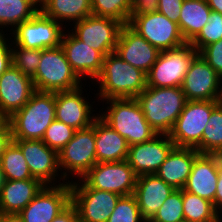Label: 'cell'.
Returning <instances> with one entry per match:
<instances>
[{
  "mask_svg": "<svg viewBox=\"0 0 222 222\" xmlns=\"http://www.w3.org/2000/svg\"><path fill=\"white\" fill-rule=\"evenodd\" d=\"M222 39V14L211 11L208 23L200 33L190 42L191 46L200 52L205 46Z\"/></svg>",
  "mask_w": 222,
  "mask_h": 222,
  "instance_id": "d590c367",
  "label": "cell"
},
{
  "mask_svg": "<svg viewBox=\"0 0 222 222\" xmlns=\"http://www.w3.org/2000/svg\"><path fill=\"white\" fill-rule=\"evenodd\" d=\"M0 222H24L19 213L0 214Z\"/></svg>",
  "mask_w": 222,
  "mask_h": 222,
  "instance_id": "bcb514c9",
  "label": "cell"
},
{
  "mask_svg": "<svg viewBox=\"0 0 222 222\" xmlns=\"http://www.w3.org/2000/svg\"><path fill=\"white\" fill-rule=\"evenodd\" d=\"M70 188L71 203L77 209L80 222H107L121 197L114 192L90 188L82 179L71 182Z\"/></svg>",
  "mask_w": 222,
  "mask_h": 222,
  "instance_id": "8fae6325",
  "label": "cell"
},
{
  "mask_svg": "<svg viewBox=\"0 0 222 222\" xmlns=\"http://www.w3.org/2000/svg\"><path fill=\"white\" fill-rule=\"evenodd\" d=\"M52 222H80L76 207L71 203Z\"/></svg>",
  "mask_w": 222,
  "mask_h": 222,
  "instance_id": "7bdbcfd3",
  "label": "cell"
},
{
  "mask_svg": "<svg viewBox=\"0 0 222 222\" xmlns=\"http://www.w3.org/2000/svg\"><path fill=\"white\" fill-rule=\"evenodd\" d=\"M157 134H169L187 102L181 87H146L136 98Z\"/></svg>",
  "mask_w": 222,
  "mask_h": 222,
  "instance_id": "7a4b0ae2",
  "label": "cell"
},
{
  "mask_svg": "<svg viewBox=\"0 0 222 222\" xmlns=\"http://www.w3.org/2000/svg\"><path fill=\"white\" fill-rule=\"evenodd\" d=\"M75 131L73 127L55 119L46 129L42 141L59 152L73 138Z\"/></svg>",
  "mask_w": 222,
  "mask_h": 222,
  "instance_id": "74e56055",
  "label": "cell"
},
{
  "mask_svg": "<svg viewBox=\"0 0 222 222\" xmlns=\"http://www.w3.org/2000/svg\"><path fill=\"white\" fill-rule=\"evenodd\" d=\"M35 92L32 78L13 64L0 76V113L7 120L23 108Z\"/></svg>",
  "mask_w": 222,
  "mask_h": 222,
  "instance_id": "d6986e66",
  "label": "cell"
},
{
  "mask_svg": "<svg viewBox=\"0 0 222 222\" xmlns=\"http://www.w3.org/2000/svg\"><path fill=\"white\" fill-rule=\"evenodd\" d=\"M61 47L72 70L82 81L87 77L93 81L100 75L104 56L99 51L84 44L68 30L62 36Z\"/></svg>",
  "mask_w": 222,
  "mask_h": 222,
  "instance_id": "ffe728a7",
  "label": "cell"
},
{
  "mask_svg": "<svg viewBox=\"0 0 222 222\" xmlns=\"http://www.w3.org/2000/svg\"><path fill=\"white\" fill-rule=\"evenodd\" d=\"M11 65H12V41L10 35L7 36L5 33L3 34L1 33L0 34V76Z\"/></svg>",
  "mask_w": 222,
  "mask_h": 222,
  "instance_id": "60d3db41",
  "label": "cell"
},
{
  "mask_svg": "<svg viewBox=\"0 0 222 222\" xmlns=\"http://www.w3.org/2000/svg\"><path fill=\"white\" fill-rule=\"evenodd\" d=\"M107 222H147L134 195L121 196Z\"/></svg>",
  "mask_w": 222,
  "mask_h": 222,
  "instance_id": "8d00e7d4",
  "label": "cell"
},
{
  "mask_svg": "<svg viewBox=\"0 0 222 222\" xmlns=\"http://www.w3.org/2000/svg\"><path fill=\"white\" fill-rule=\"evenodd\" d=\"M199 54L222 78V39L205 46Z\"/></svg>",
  "mask_w": 222,
  "mask_h": 222,
  "instance_id": "f35d334b",
  "label": "cell"
},
{
  "mask_svg": "<svg viewBox=\"0 0 222 222\" xmlns=\"http://www.w3.org/2000/svg\"><path fill=\"white\" fill-rule=\"evenodd\" d=\"M94 81L96 86L99 84L94 94L97 102L99 98L101 101L136 98L147 87V74L113 52L104 57L102 71Z\"/></svg>",
  "mask_w": 222,
  "mask_h": 222,
  "instance_id": "6da1fadb",
  "label": "cell"
},
{
  "mask_svg": "<svg viewBox=\"0 0 222 222\" xmlns=\"http://www.w3.org/2000/svg\"><path fill=\"white\" fill-rule=\"evenodd\" d=\"M174 190L173 186L156 174L138 176L133 195L136 197L141 216L148 222Z\"/></svg>",
  "mask_w": 222,
  "mask_h": 222,
  "instance_id": "603a6c76",
  "label": "cell"
},
{
  "mask_svg": "<svg viewBox=\"0 0 222 222\" xmlns=\"http://www.w3.org/2000/svg\"><path fill=\"white\" fill-rule=\"evenodd\" d=\"M183 213L184 219L193 222H222L211 201L184 190Z\"/></svg>",
  "mask_w": 222,
  "mask_h": 222,
  "instance_id": "4dcf8cb0",
  "label": "cell"
},
{
  "mask_svg": "<svg viewBox=\"0 0 222 222\" xmlns=\"http://www.w3.org/2000/svg\"><path fill=\"white\" fill-rule=\"evenodd\" d=\"M211 11L207 0H183L178 25L187 43H190L208 23Z\"/></svg>",
  "mask_w": 222,
  "mask_h": 222,
  "instance_id": "83f0119b",
  "label": "cell"
},
{
  "mask_svg": "<svg viewBox=\"0 0 222 222\" xmlns=\"http://www.w3.org/2000/svg\"><path fill=\"white\" fill-rule=\"evenodd\" d=\"M39 10V0H0V34L5 33L4 28L7 31L11 27L8 32H12Z\"/></svg>",
  "mask_w": 222,
  "mask_h": 222,
  "instance_id": "f1b7e54d",
  "label": "cell"
},
{
  "mask_svg": "<svg viewBox=\"0 0 222 222\" xmlns=\"http://www.w3.org/2000/svg\"><path fill=\"white\" fill-rule=\"evenodd\" d=\"M40 11L59 23L80 21L92 14L91 0H39Z\"/></svg>",
  "mask_w": 222,
  "mask_h": 222,
  "instance_id": "4316f807",
  "label": "cell"
},
{
  "mask_svg": "<svg viewBox=\"0 0 222 222\" xmlns=\"http://www.w3.org/2000/svg\"><path fill=\"white\" fill-rule=\"evenodd\" d=\"M207 3L212 11L222 14V0H207Z\"/></svg>",
  "mask_w": 222,
  "mask_h": 222,
  "instance_id": "7dc6e473",
  "label": "cell"
},
{
  "mask_svg": "<svg viewBox=\"0 0 222 222\" xmlns=\"http://www.w3.org/2000/svg\"><path fill=\"white\" fill-rule=\"evenodd\" d=\"M79 40L99 51L104 57L115 52L123 23L109 17L88 16L69 24Z\"/></svg>",
  "mask_w": 222,
  "mask_h": 222,
  "instance_id": "4fadbf2b",
  "label": "cell"
},
{
  "mask_svg": "<svg viewBox=\"0 0 222 222\" xmlns=\"http://www.w3.org/2000/svg\"><path fill=\"white\" fill-rule=\"evenodd\" d=\"M220 155L199 154L193 162L191 173L183 188L214 204L219 176Z\"/></svg>",
  "mask_w": 222,
  "mask_h": 222,
  "instance_id": "7402d4cb",
  "label": "cell"
},
{
  "mask_svg": "<svg viewBox=\"0 0 222 222\" xmlns=\"http://www.w3.org/2000/svg\"><path fill=\"white\" fill-rule=\"evenodd\" d=\"M92 14L109 17L128 24L133 13L130 0H91Z\"/></svg>",
  "mask_w": 222,
  "mask_h": 222,
  "instance_id": "d6a6232c",
  "label": "cell"
},
{
  "mask_svg": "<svg viewBox=\"0 0 222 222\" xmlns=\"http://www.w3.org/2000/svg\"><path fill=\"white\" fill-rule=\"evenodd\" d=\"M219 103L222 104V78H221V91H220Z\"/></svg>",
  "mask_w": 222,
  "mask_h": 222,
  "instance_id": "681fc988",
  "label": "cell"
},
{
  "mask_svg": "<svg viewBox=\"0 0 222 222\" xmlns=\"http://www.w3.org/2000/svg\"><path fill=\"white\" fill-rule=\"evenodd\" d=\"M96 163L94 119L90 127L76 130L73 138L58 152V165L63 178L71 183L72 177L81 179Z\"/></svg>",
  "mask_w": 222,
  "mask_h": 222,
  "instance_id": "52a82bcc",
  "label": "cell"
},
{
  "mask_svg": "<svg viewBox=\"0 0 222 222\" xmlns=\"http://www.w3.org/2000/svg\"><path fill=\"white\" fill-rule=\"evenodd\" d=\"M13 141L20 147L34 178L39 179L44 185L66 183L61 172H59L58 152L56 150L49 148L42 140L13 139Z\"/></svg>",
  "mask_w": 222,
  "mask_h": 222,
  "instance_id": "5bb4252c",
  "label": "cell"
},
{
  "mask_svg": "<svg viewBox=\"0 0 222 222\" xmlns=\"http://www.w3.org/2000/svg\"><path fill=\"white\" fill-rule=\"evenodd\" d=\"M106 110L98 115L116 132L124 137L129 146L143 143L157 133L146 121L143 111L135 98L103 100Z\"/></svg>",
  "mask_w": 222,
  "mask_h": 222,
  "instance_id": "277c9868",
  "label": "cell"
},
{
  "mask_svg": "<svg viewBox=\"0 0 222 222\" xmlns=\"http://www.w3.org/2000/svg\"><path fill=\"white\" fill-rule=\"evenodd\" d=\"M71 204L70 183L45 185L19 215L24 222H52Z\"/></svg>",
  "mask_w": 222,
  "mask_h": 222,
  "instance_id": "9a60e30c",
  "label": "cell"
},
{
  "mask_svg": "<svg viewBox=\"0 0 222 222\" xmlns=\"http://www.w3.org/2000/svg\"><path fill=\"white\" fill-rule=\"evenodd\" d=\"M183 0H158L154 9L178 24Z\"/></svg>",
  "mask_w": 222,
  "mask_h": 222,
  "instance_id": "ab89813d",
  "label": "cell"
},
{
  "mask_svg": "<svg viewBox=\"0 0 222 222\" xmlns=\"http://www.w3.org/2000/svg\"><path fill=\"white\" fill-rule=\"evenodd\" d=\"M4 180H27L34 178L20 147L12 140L0 159Z\"/></svg>",
  "mask_w": 222,
  "mask_h": 222,
  "instance_id": "f546056e",
  "label": "cell"
},
{
  "mask_svg": "<svg viewBox=\"0 0 222 222\" xmlns=\"http://www.w3.org/2000/svg\"><path fill=\"white\" fill-rule=\"evenodd\" d=\"M44 186L37 178L4 180L0 189V214L21 212Z\"/></svg>",
  "mask_w": 222,
  "mask_h": 222,
  "instance_id": "cb8c5ba5",
  "label": "cell"
},
{
  "mask_svg": "<svg viewBox=\"0 0 222 222\" xmlns=\"http://www.w3.org/2000/svg\"><path fill=\"white\" fill-rule=\"evenodd\" d=\"M95 148L97 163L127 159V140L109 126L99 115L95 118Z\"/></svg>",
  "mask_w": 222,
  "mask_h": 222,
  "instance_id": "484cf974",
  "label": "cell"
},
{
  "mask_svg": "<svg viewBox=\"0 0 222 222\" xmlns=\"http://www.w3.org/2000/svg\"><path fill=\"white\" fill-rule=\"evenodd\" d=\"M55 115V92L35 91L26 105L7 119L12 139L42 140Z\"/></svg>",
  "mask_w": 222,
  "mask_h": 222,
  "instance_id": "3957f363",
  "label": "cell"
},
{
  "mask_svg": "<svg viewBox=\"0 0 222 222\" xmlns=\"http://www.w3.org/2000/svg\"><path fill=\"white\" fill-rule=\"evenodd\" d=\"M158 0H130L134 11L142 9H152L156 6Z\"/></svg>",
  "mask_w": 222,
  "mask_h": 222,
  "instance_id": "f6af8a7d",
  "label": "cell"
},
{
  "mask_svg": "<svg viewBox=\"0 0 222 222\" xmlns=\"http://www.w3.org/2000/svg\"><path fill=\"white\" fill-rule=\"evenodd\" d=\"M199 154L196 149L175 146L155 174L175 189H183Z\"/></svg>",
  "mask_w": 222,
  "mask_h": 222,
  "instance_id": "d4e9b609",
  "label": "cell"
},
{
  "mask_svg": "<svg viewBox=\"0 0 222 222\" xmlns=\"http://www.w3.org/2000/svg\"><path fill=\"white\" fill-rule=\"evenodd\" d=\"M3 182H4L3 173L0 170V189H1V186L3 185Z\"/></svg>",
  "mask_w": 222,
  "mask_h": 222,
  "instance_id": "c3c4849f",
  "label": "cell"
},
{
  "mask_svg": "<svg viewBox=\"0 0 222 222\" xmlns=\"http://www.w3.org/2000/svg\"><path fill=\"white\" fill-rule=\"evenodd\" d=\"M84 84L80 87L55 92V119L73 127L75 130L88 128L92 125L98 113L93 112V105L83 95ZM96 114V115H95Z\"/></svg>",
  "mask_w": 222,
  "mask_h": 222,
  "instance_id": "e0dca14e",
  "label": "cell"
},
{
  "mask_svg": "<svg viewBox=\"0 0 222 222\" xmlns=\"http://www.w3.org/2000/svg\"><path fill=\"white\" fill-rule=\"evenodd\" d=\"M6 119L1 115L0 113V125L5 121Z\"/></svg>",
  "mask_w": 222,
  "mask_h": 222,
  "instance_id": "f907efd6",
  "label": "cell"
},
{
  "mask_svg": "<svg viewBox=\"0 0 222 222\" xmlns=\"http://www.w3.org/2000/svg\"><path fill=\"white\" fill-rule=\"evenodd\" d=\"M202 154L222 155V104L212 111L202 134Z\"/></svg>",
  "mask_w": 222,
  "mask_h": 222,
  "instance_id": "1f68e13d",
  "label": "cell"
},
{
  "mask_svg": "<svg viewBox=\"0 0 222 222\" xmlns=\"http://www.w3.org/2000/svg\"><path fill=\"white\" fill-rule=\"evenodd\" d=\"M199 52L190 43L160 51L155 64L147 73L148 87H181L194 57Z\"/></svg>",
  "mask_w": 222,
  "mask_h": 222,
  "instance_id": "9c48e42d",
  "label": "cell"
},
{
  "mask_svg": "<svg viewBox=\"0 0 222 222\" xmlns=\"http://www.w3.org/2000/svg\"><path fill=\"white\" fill-rule=\"evenodd\" d=\"M214 208L216 210V213L220 217L222 216V155H220V166H219V176L217 180L216 185V195H215V201H214Z\"/></svg>",
  "mask_w": 222,
  "mask_h": 222,
  "instance_id": "ee69618b",
  "label": "cell"
},
{
  "mask_svg": "<svg viewBox=\"0 0 222 222\" xmlns=\"http://www.w3.org/2000/svg\"><path fill=\"white\" fill-rule=\"evenodd\" d=\"M179 222H193V221H189V220L183 219V220H181Z\"/></svg>",
  "mask_w": 222,
  "mask_h": 222,
  "instance_id": "816d5d0a",
  "label": "cell"
},
{
  "mask_svg": "<svg viewBox=\"0 0 222 222\" xmlns=\"http://www.w3.org/2000/svg\"><path fill=\"white\" fill-rule=\"evenodd\" d=\"M62 23L45 16L40 10L10 32L11 41L27 49H48L61 46L66 29ZM65 28V30H64Z\"/></svg>",
  "mask_w": 222,
  "mask_h": 222,
  "instance_id": "30bf717a",
  "label": "cell"
},
{
  "mask_svg": "<svg viewBox=\"0 0 222 222\" xmlns=\"http://www.w3.org/2000/svg\"><path fill=\"white\" fill-rule=\"evenodd\" d=\"M137 177L128 162L122 160L96 163L81 179L90 188L129 196L134 194Z\"/></svg>",
  "mask_w": 222,
  "mask_h": 222,
  "instance_id": "7c38bea8",
  "label": "cell"
},
{
  "mask_svg": "<svg viewBox=\"0 0 222 222\" xmlns=\"http://www.w3.org/2000/svg\"><path fill=\"white\" fill-rule=\"evenodd\" d=\"M32 80L35 91L40 92L69 91L83 85L82 79L72 70L61 46L42 50V57Z\"/></svg>",
  "mask_w": 222,
  "mask_h": 222,
  "instance_id": "5b68a950",
  "label": "cell"
},
{
  "mask_svg": "<svg viewBox=\"0 0 222 222\" xmlns=\"http://www.w3.org/2000/svg\"><path fill=\"white\" fill-rule=\"evenodd\" d=\"M128 25L159 51L171 50L187 43L179 25L154 8L133 11Z\"/></svg>",
  "mask_w": 222,
  "mask_h": 222,
  "instance_id": "8992f818",
  "label": "cell"
},
{
  "mask_svg": "<svg viewBox=\"0 0 222 222\" xmlns=\"http://www.w3.org/2000/svg\"><path fill=\"white\" fill-rule=\"evenodd\" d=\"M41 57L42 50L27 49L12 42V64L26 76H35Z\"/></svg>",
  "mask_w": 222,
  "mask_h": 222,
  "instance_id": "e575fe53",
  "label": "cell"
},
{
  "mask_svg": "<svg viewBox=\"0 0 222 222\" xmlns=\"http://www.w3.org/2000/svg\"><path fill=\"white\" fill-rule=\"evenodd\" d=\"M115 53L131 66L147 74L155 64L160 51L128 24H124L120 31Z\"/></svg>",
  "mask_w": 222,
  "mask_h": 222,
  "instance_id": "44dd1931",
  "label": "cell"
},
{
  "mask_svg": "<svg viewBox=\"0 0 222 222\" xmlns=\"http://www.w3.org/2000/svg\"><path fill=\"white\" fill-rule=\"evenodd\" d=\"M181 89L187 100L219 101L221 77L198 53L184 76Z\"/></svg>",
  "mask_w": 222,
  "mask_h": 222,
  "instance_id": "2e32d148",
  "label": "cell"
},
{
  "mask_svg": "<svg viewBox=\"0 0 222 222\" xmlns=\"http://www.w3.org/2000/svg\"><path fill=\"white\" fill-rule=\"evenodd\" d=\"M12 132L8 120L0 125V159L8 145L12 142Z\"/></svg>",
  "mask_w": 222,
  "mask_h": 222,
  "instance_id": "b9f144b4",
  "label": "cell"
},
{
  "mask_svg": "<svg viewBox=\"0 0 222 222\" xmlns=\"http://www.w3.org/2000/svg\"><path fill=\"white\" fill-rule=\"evenodd\" d=\"M183 219V189H175L148 222H179Z\"/></svg>",
  "mask_w": 222,
  "mask_h": 222,
  "instance_id": "836d02e7",
  "label": "cell"
},
{
  "mask_svg": "<svg viewBox=\"0 0 222 222\" xmlns=\"http://www.w3.org/2000/svg\"><path fill=\"white\" fill-rule=\"evenodd\" d=\"M174 147L168 134H157L148 141L129 146L126 161L137 176L155 174Z\"/></svg>",
  "mask_w": 222,
  "mask_h": 222,
  "instance_id": "ac0fdd59",
  "label": "cell"
},
{
  "mask_svg": "<svg viewBox=\"0 0 222 222\" xmlns=\"http://www.w3.org/2000/svg\"><path fill=\"white\" fill-rule=\"evenodd\" d=\"M219 101L187 100L185 107L168 134L176 147L196 149L202 154V134Z\"/></svg>",
  "mask_w": 222,
  "mask_h": 222,
  "instance_id": "ba28073f",
  "label": "cell"
}]
</instances>
